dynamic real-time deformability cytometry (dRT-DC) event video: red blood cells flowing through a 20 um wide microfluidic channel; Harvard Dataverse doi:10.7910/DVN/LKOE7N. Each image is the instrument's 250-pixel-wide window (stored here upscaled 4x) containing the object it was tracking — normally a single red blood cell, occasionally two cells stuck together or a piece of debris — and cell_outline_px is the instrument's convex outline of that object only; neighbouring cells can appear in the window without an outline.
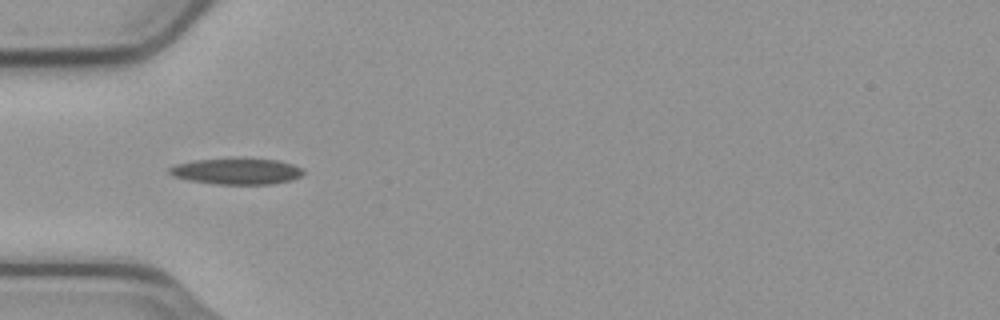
{"species": "common noctule bat (a hibernating species)", "species_latin": "Nyctalus noctula", "temperature_condition": "cold", "stored_images_in_passage": 40, "camera_frame_rate_fps": 3000, "um_per_image_px": 0.085, "animal": {"sex": "male", "body_mass_g": 23.1, "forearm_length_mm": 52.7}, "frame": {"image": 1, "passage_image": 3, "time_ms": 0.667, "image_size_px": [1000, 320], "cell_outline_px": [[304, 172], [300, 176], [292, 180], [272, 184], [216, 184], [188, 180], [172, 176], [168, 172], [168, 168], [176, 164], [192, 160], [236, 156], [240, 156], [280, 160], [304, 168]], "centroid_in_image_um": [20.12, 14.51], "position_along_channel_um": 64.9, "area_um2": 21.33}}
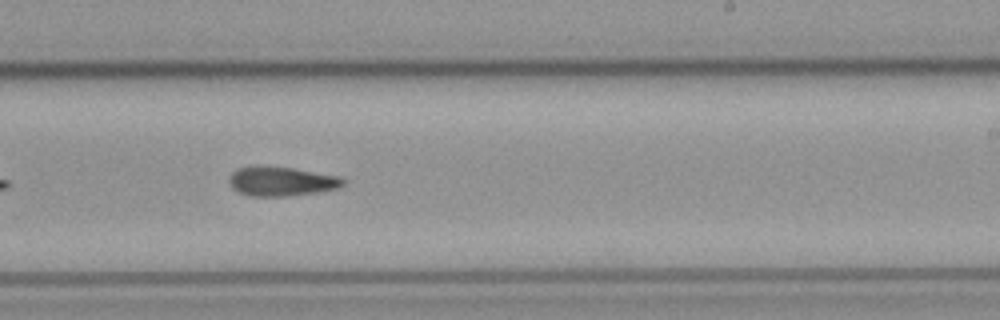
{"frame": {"image": 2, "passage_image": 19, "time_ms": 6.0, "image_size_px": [1000, 320], "cell_outline_px": [[348, 180], [340, 188], [316, 192], [284, 196], [252, 196], [240, 192], [232, 188], [228, 180], [228, 176], [236, 168], [252, 164], [260, 164], [292, 168], [340, 176]], "centroid_in_image_um": [23.89, 15.38], "position_along_channel_um": 265.1, "area_um2": 19.94}}
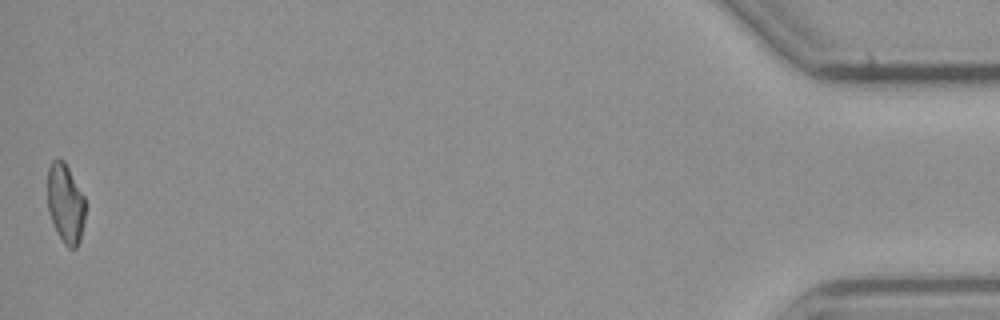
{"frame": {"image": 3, "passage_image": 40, "time_ms": 13.0, "image_size_px": [1000, 320], "cell_outline_px": [[84, 220], [80, 240], [76, 248], [68, 248], [64, 244], [52, 220], [48, 208], [48, 168], [52, 160], [64, 160], [84, 196]], "centroid_in_image_um": [5.57, 17.28], "position_along_channel_um": 429.6, "area_um2": 17.11}, "authors_computed_cell_mechanics": {"area_um2": 19.3052, "velocity_mm_per_s": 3.757, "shape_relaxation_time_tau1_ms": null, "shape_relaxation_time_tau2_ms": 11.1174, "deformation_change_tau1": null, "deformation_change_tau2": 0.2499}}